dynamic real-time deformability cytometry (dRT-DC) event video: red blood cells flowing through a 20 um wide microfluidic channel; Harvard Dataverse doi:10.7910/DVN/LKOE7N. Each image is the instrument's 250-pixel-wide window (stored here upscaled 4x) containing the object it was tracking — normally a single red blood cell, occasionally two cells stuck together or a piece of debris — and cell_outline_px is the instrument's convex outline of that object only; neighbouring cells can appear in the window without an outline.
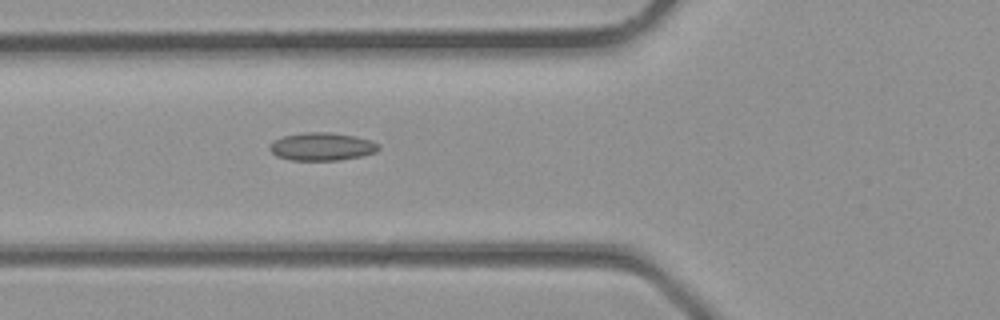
{"species": "common noctule bat (a hibernating species)", "species_latin": "Nyctalus noctula", "temperature_condition": "room temperature", "stored_images_in_passage": 25, "camera_frame_rate_fps": 3000, "um_per_image_px": 0.085, "animal": {"sex": "male", "body_mass_g": 23.1, "forearm_length_mm": 52.7}, "frame": {"image": 1, "passage_image": 5, "time_ms": 1.333, "image_size_px": [1000, 320], "cell_outline_px": [[380, 148], [376, 152], [360, 156], [340, 160], [292, 160], [276, 156], [268, 148], [276, 140], [284, 136], [304, 132], [328, 132], [356, 136], [372, 140], [380, 144]], "centroid_in_image_um": [27.41, 12.46], "position_along_channel_um": 98.4, "area_um2": 17.69}}
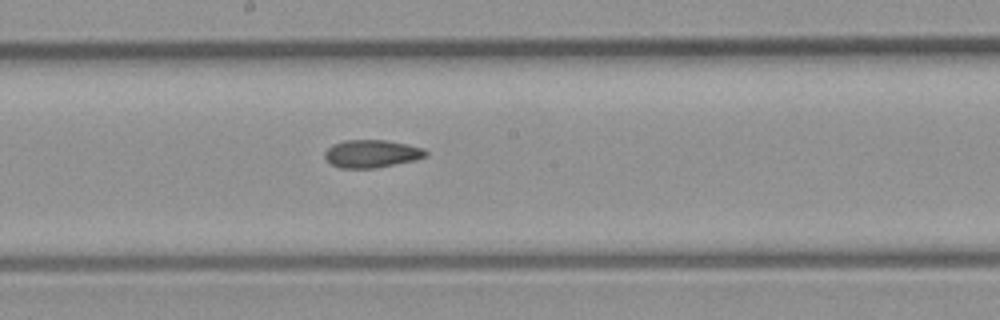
{"frame": {"image": 2, "passage_image": 11, "time_ms": 3.333, "image_size_px": [1000, 320], "cell_outline_px": [[428, 156], [416, 160], [376, 168], [340, 168], [332, 164], [324, 156], [324, 152], [332, 144], [344, 140], [384, 140], [408, 144], [424, 148], [428, 152]], "centroid_in_image_um": [31.62, 13.06], "position_along_channel_um": 216.6, "area_um2": 16.47}}
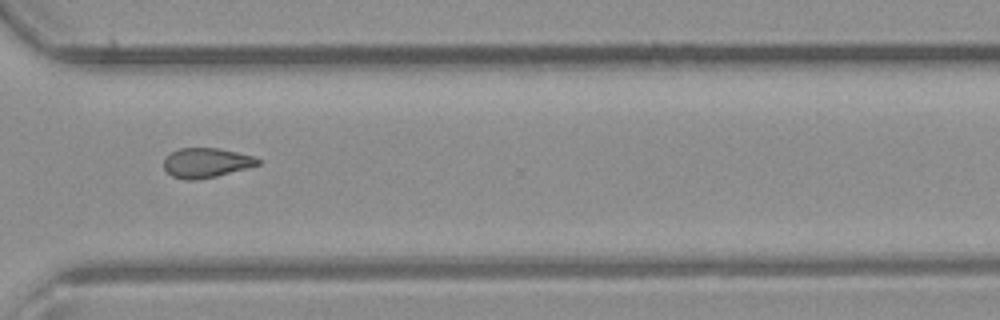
{"frame": {"image": 3, "passage_image": 18, "time_ms": 5.667, "image_size_px": [1000, 320], "cell_outline_px": [[260, 164], [216, 176], [196, 180], [184, 180], [172, 176], [164, 168], [164, 160], [172, 152], [180, 148], [220, 148], [256, 156], [260, 160]], "centroid_in_image_um": [17.54, 13.83], "position_along_channel_um": 353.1, "area_um2": 16.18}}